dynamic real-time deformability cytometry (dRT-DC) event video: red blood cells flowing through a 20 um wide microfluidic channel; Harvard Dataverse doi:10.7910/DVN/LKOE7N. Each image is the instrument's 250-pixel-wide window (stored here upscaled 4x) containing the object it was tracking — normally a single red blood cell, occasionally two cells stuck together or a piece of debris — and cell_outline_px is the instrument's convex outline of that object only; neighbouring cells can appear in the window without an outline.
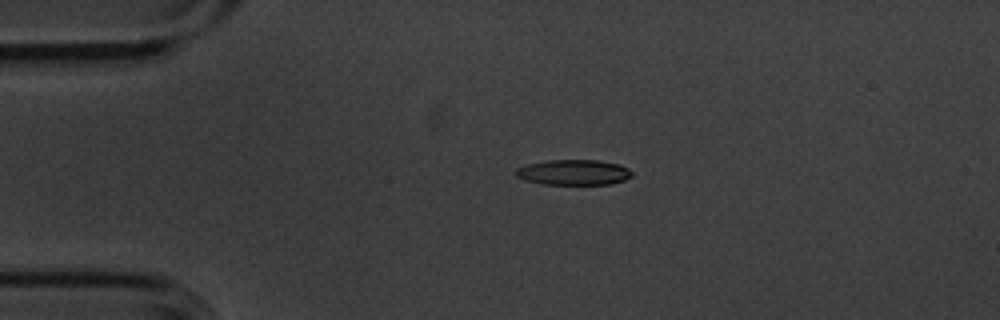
{"species": "common noctule bat (a hibernating species)", "species_latin": "Nyctalus noctula", "temperature_condition": "cold", "stored_images_in_passage": 2, "camera_frame_rate_fps": 3000, "um_per_image_px": 0.085, "animal": {"sex": "male", "body_mass_g": 20.1, "forearm_length_mm": 53.5}, "frame": {"image": 1, "passage_image": 1, "time_ms": 0.0, "image_size_px": [1000, 320], "cell_outline_px": [[632, 176], [624, 180], [612, 184], [544, 184], [524, 180], [516, 176], [512, 172], [516, 168], [528, 164], [548, 160], [596, 160], [620, 164], [628, 168], [632, 172]], "centroid_in_image_um": [48.74, 14.65], "position_along_channel_um": 36.3, "area_um2": 17.28}}